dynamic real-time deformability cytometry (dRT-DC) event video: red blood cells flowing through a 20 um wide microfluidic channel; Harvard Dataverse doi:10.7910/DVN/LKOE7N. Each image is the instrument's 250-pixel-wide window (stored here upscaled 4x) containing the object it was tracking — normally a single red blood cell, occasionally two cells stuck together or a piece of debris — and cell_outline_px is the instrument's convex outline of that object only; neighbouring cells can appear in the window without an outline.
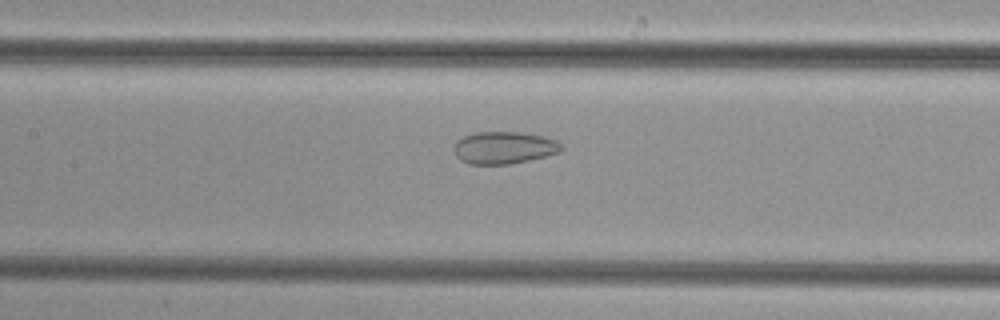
{"species": "common noctule bat (a hibernating species)", "species_latin": "Nyctalus noctula", "temperature_condition": "cold", "stored_images_in_passage": 51, "camera_frame_rate_fps": 3000, "um_per_image_px": 0.085, "animal": {"sex": "female", "body_mass_g": 29.2, "forearm_length_mm": 56.3}, "frame": {"image": 1, "passage_image": 24, "time_ms": 7.667, "image_size_px": [1000, 320], "cell_outline_px": [[564, 148], [560, 152], [512, 164], [468, 164], [460, 160], [456, 156], [456, 140], [464, 136], [476, 132], [524, 132], [544, 136], [556, 140]], "centroid_in_image_um": [42.86, 12.55], "position_along_channel_um": 164.5, "area_um2": 20.17}}
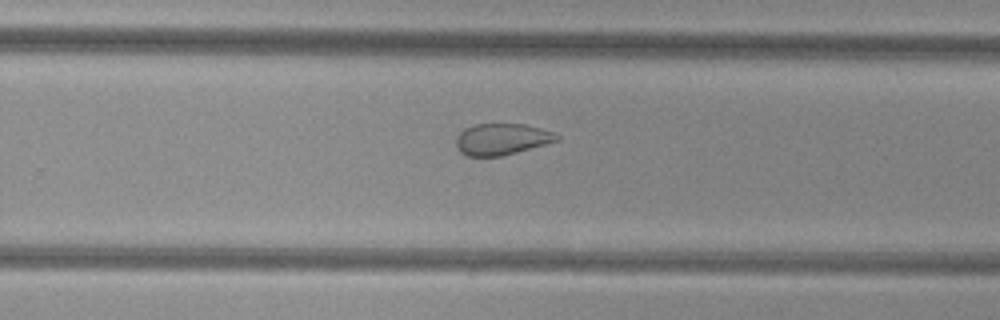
{"frame": {"image": 2, "passage_image": 33, "time_ms": 10.667, "image_size_px": [1000, 320], "cell_outline_px": [[560, 140], [516, 152], [500, 156], [468, 156], [460, 152], [456, 148], [456, 136], [464, 128], [472, 124], [524, 124], [556, 132], [560, 136]], "centroid_in_image_um": [42.64, 11.82], "position_along_channel_um": 287.2, "area_um2": 18.55}}
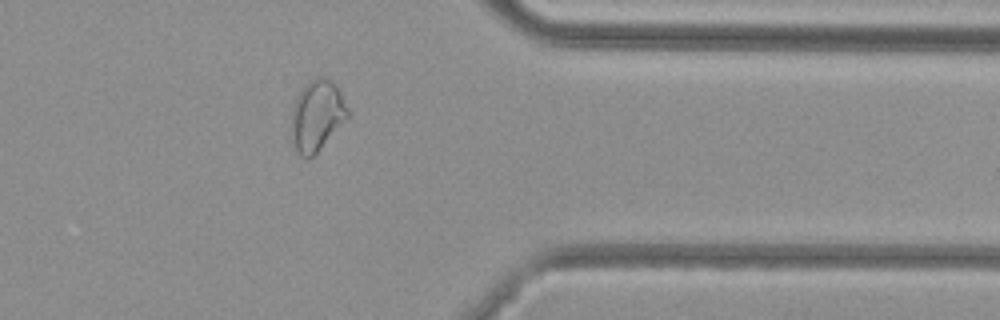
{"frame": {"image": 3, "passage_image": 41, "time_ms": 13.333, "image_size_px": [1000, 320], "cell_outline_px": [[348, 116], [316, 152], [308, 160], [300, 156], [296, 148], [292, 132], [292, 108], [304, 84], [308, 80], [316, 76], [328, 76], [336, 84], [348, 108]], "centroid_in_image_um": [26.94, 9.75], "position_along_channel_um": 384.5, "area_um2": 22.83}}